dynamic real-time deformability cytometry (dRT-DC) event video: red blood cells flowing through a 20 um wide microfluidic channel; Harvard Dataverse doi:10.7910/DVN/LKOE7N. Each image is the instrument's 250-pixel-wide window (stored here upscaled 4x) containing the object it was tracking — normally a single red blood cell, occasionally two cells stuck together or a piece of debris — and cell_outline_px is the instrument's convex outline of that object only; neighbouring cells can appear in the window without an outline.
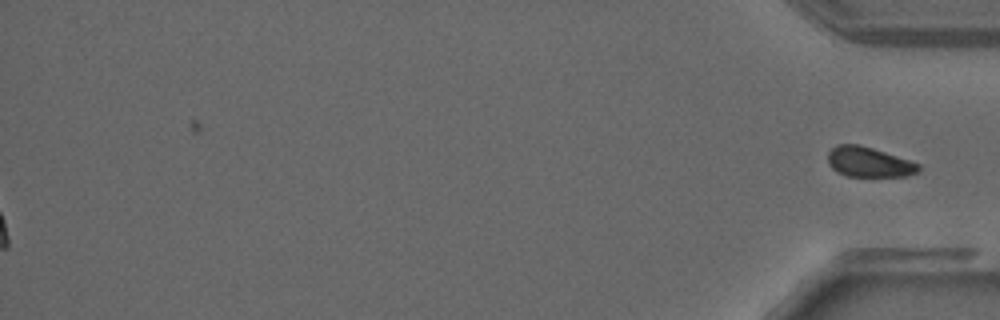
{"species": "common noctule bat (a hibernating species)", "species_latin": "Nyctalus noctula", "temperature_condition": "warm", "stored_images_in_passage": 37, "segment_of_instrument_passage": [2, 2], "camera_frame_rate_fps": 3000, "um_per_image_px": 0.085, "animal": {"sex": "male", "forearm_length_mm": 52.5}, "frame": {"image": 1, "passage_image": 37, "time_ms": 12.0, "image_size_px": [1000, 320], "cell_outline_px": [[920, 172], [908, 176], [848, 176], [836, 172], [828, 164], [828, 152], [836, 144], [860, 144], [920, 164]], "centroid_in_image_um": [73.84, 13.78], "position_along_channel_um": 361.4, "area_um2": 15.9}}